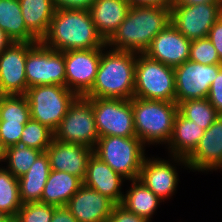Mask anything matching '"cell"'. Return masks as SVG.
Instances as JSON below:
<instances>
[{"instance_id": "obj_1", "label": "cell", "mask_w": 222, "mask_h": 222, "mask_svg": "<svg viewBox=\"0 0 222 222\" xmlns=\"http://www.w3.org/2000/svg\"><path fill=\"white\" fill-rule=\"evenodd\" d=\"M171 23V7L130 6L125 20L106 43L114 50L144 54L153 38Z\"/></svg>"}, {"instance_id": "obj_2", "label": "cell", "mask_w": 222, "mask_h": 222, "mask_svg": "<svg viewBox=\"0 0 222 222\" xmlns=\"http://www.w3.org/2000/svg\"><path fill=\"white\" fill-rule=\"evenodd\" d=\"M41 42L57 51L104 48L88 10H55L47 34Z\"/></svg>"}, {"instance_id": "obj_3", "label": "cell", "mask_w": 222, "mask_h": 222, "mask_svg": "<svg viewBox=\"0 0 222 222\" xmlns=\"http://www.w3.org/2000/svg\"><path fill=\"white\" fill-rule=\"evenodd\" d=\"M107 49L106 45L94 84L83 97L130 100L134 97L137 53Z\"/></svg>"}, {"instance_id": "obj_4", "label": "cell", "mask_w": 222, "mask_h": 222, "mask_svg": "<svg viewBox=\"0 0 222 222\" xmlns=\"http://www.w3.org/2000/svg\"><path fill=\"white\" fill-rule=\"evenodd\" d=\"M132 110L136 137L145 146L169 142L178 113L176 102L133 97Z\"/></svg>"}, {"instance_id": "obj_5", "label": "cell", "mask_w": 222, "mask_h": 222, "mask_svg": "<svg viewBox=\"0 0 222 222\" xmlns=\"http://www.w3.org/2000/svg\"><path fill=\"white\" fill-rule=\"evenodd\" d=\"M144 147L136 136H104L98 138L93 154L130 181L139 177L146 157Z\"/></svg>"}, {"instance_id": "obj_6", "label": "cell", "mask_w": 222, "mask_h": 222, "mask_svg": "<svg viewBox=\"0 0 222 222\" xmlns=\"http://www.w3.org/2000/svg\"><path fill=\"white\" fill-rule=\"evenodd\" d=\"M174 67L137 54L134 97L175 102Z\"/></svg>"}, {"instance_id": "obj_7", "label": "cell", "mask_w": 222, "mask_h": 222, "mask_svg": "<svg viewBox=\"0 0 222 222\" xmlns=\"http://www.w3.org/2000/svg\"><path fill=\"white\" fill-rule=\"evenodd\" d=\"M31 119L55 131L69 107L79 97L66 86L41 85L27 89Z\"/></svg>"}, {"instance_id": "obj_8", "label": "cell", "mask_w": 222, "mask_h": 222, "mask_svg": "<svg viewBox=\"0 0 222 222\" xmlns=\"http://www.w3.org/2000/svg\"><path fill=\"white\" fill-rule=\"evenodd\" d=\"M25 74L27 89L41 85L66 86L64 52L45 46L41 41L27 51Z\"/></svg>"}, {"instance_id": "obj_9", "label": "cell", "mask_w": 222, "mask_h": 222, "mask_svg": "<svg viewBox=\"0 0 222 222\" xmlns=\"http://www.w3.org/2000/svg\"><path fill=\"white\" fill-rule=\"evenodd\" d=\"M99 138L92 103L79 96L69 107L58 128L54 139L94 148Z\"/></svg>"}, {"instance_id": "obj_10", "label": "cell", "mask_w": 222, "mask_h": 222, "mask_svg": "<svg viewBox=\"0 0 222 222\" xmlns=\"http://www.w3.org/2000/svg\"><path fill=\"white\" fill-rule=\"evenodd\" d=\"M92 103L99 137L136 136L132 99L87 98Z\"/></svg>"}, {"instance_id": "obj_11", "label": "cell", "mask_w": 222, "mask_h": 222, "mask_svg": "<svg viewBox=\"0 0 222 222\" xmlns=\"http://www.w3.org/2000/svg\"><path fill=\"white\" fill-rule=\"evenodd\" d=\"M221 15L222 3L171 6V23L191 41L206 38Z\"/></svg>"}, {"instance_id": "obj_12", "label": "cell", "mask_w": 222, "mask_h": 222, "mask_svg": "<svg viewBox=\"0 0 222 222\" xmlns=\"http://www.w3.org/2000/svg\"><path fill=\"white\" fill-rule=\"evenodd\" d=\"M222 64L203 65L190 60L174 67L175 102L207 98L210 86Z\"/></svg>"}, {"instance_id": "obj_13", "label": "cell", "mask_w": 222, "mask_h": 222, "mask_svg": "<svg viewBox=\"0 0 222 222\" xmlns=\"http://www.w3.org/2000/svg\"><path fill=\"white\" fill-rule=\"evenodd\" d=\"M104 48L64 51L66 87L84 96L93 86Z\"/></svg>"}, {"instance_id": "obj_14", "label": "cell", "mask_w": 222, "mask_h": 222, "mask_svg": "<svg viewBox=\"0 0 222 222\" xmlns=\"http://www.w3.org/2000/svg\"><path fill=\"white\" fill-rule=\"evenodd\" d=\"M37 42H13L0 53V92L2 95H25V63L28 49Z\"/></svg>"}, {"instance_id": "obj_15", "label": "cell", "mask_w": 222, "mask_h": 222, "mask_svg": "<svg viewBox=\"0 0 222 222\" xmlns=\"http://www.w3.org/2000/svg\"><path fill=\"white\" fill-rule=\"evenodd\" d=\"M191 40L169 23L151 41L144 54L152 60L176 67L189 60Z\"/></svg>"}, {"instance_id": "obj_16", "label": "cell", "mask_w": 222, "mask_h": 222, "mask_svg": "<svg viewBox=\"0 0 222 222\" xmlns=\"http://www.w3.org/2000/svg\"><path fill=\"white\" fill-rule=\"evenodd\" d=\"M190 171L222 169V115L204 131L194 152L186 159Z\"/></svg>"}, {"instance_id": "obj_17", "label": "cell", "mask_w": 222, "mask_h": 222, "mask_svg": "<svg viewBox=\"0 0 222 222\" xmlns=\"http://www.w3.org/2000/svg\"><path fill=\"white\" fill-rule=\"evenodd\" d=\"M116 204L84 184L66 204L78 222H106Z\"/></svg>"}, {"instance_id": "obj_18", "label": "cell", "mask_w": 222, "mask_h": 222, "mask_svg": "<svg viewBox=\"0 0 222 222\" xmlns=\"http://www.w3.org/2000/svg\"><path fill=\"white\" fill-rule=\"evenodd\" d=\"M46 153L51 170L64 171L84 180L88 158L92 155L93 149L89 146L53 139Z\"/></svg>"}, {"instance_id": "obj_19", "label": "cell", "mask_w": 222, "mask_h": 222, "mask_svg": "<svg viewBox=\"0 0 222 222\" xmlns=\"http://www.w3.org/2000/svg\"><path fill=\"white\" fill-rule=\"evenodd\" d=\"M178 177L176 166L172 165L170 161L145 157L138 180L164 202L175 193Z\"/></svg>"}, {"instance_id": "obj_20", "label": "cell", "mask_w": 222, "mask_h": 222, "mask_svg": "<svg viewBox=\"0 0 222 222\" xmlns=\"http://www.w3.org/2000/svg\"><path fill=\"white\" fill-rule=\"evenodd\" d=\"M125 178L115 172L96 155L88 158L86 176L83 184L111 199L116 205L121 204L124 192L121 191Z\"/></svg>"}, {"instance_id": "obj_21", "label": "cell", "mask_w": 222, "mask_h": 222, "mask_svg": "<svg viewBox=\"0 0 222 222\" xmlns=\"http://www.w3.org/2000/svg\"><path fill=\"white\" fill-rule=\"evenodd\" d=\"M204 131L202 127L186 119L178 112L175 117L172 136L166 145L172 162L182 164L188 168L186 159L198 146Z\"/></svg>"}, {"instance_id": "obj_22", "label": "cell", "mask_w": 222, "mask_h": 222, "mask_svg": "<svg viewBox=\"0 0 222 222\" xmlns=\"http://www.w3.org/2000/svg\"><path fill=\"white\" fill-rule=\"evenodd\" d=\"M130 4L127 0H96L89 12L99 36L107 43L125 20Z\"/></svg>"}, {"instance_id": "obj_23", "label": "cell", "mask_w": 222, "mask_h": 222, "mask_svg": "<svg viewBox=\"0 0 222 222\" xmlns=\"http://www.w3.org/2000/svg\"><path fill=\"white\" fill-rule=\"evenodd\" d=\"M82 185L83 180L80 177L64 171L51 170L40 202L56 207L66 206Z\"/></svg>"}, {"instance_id": "obj_24", "label": "cell", "mask_w": 222, "mask_h": 222, "mask_svg": "<svg viewBox=\"0 0 222 222\" xmlns=\"http://www.w3.org/2000/svg\"><path fill=\"white\" fill-rule=\"evenodd\" d=\"M49 157L42 152L30 169L18 178L20 199L23 204L41 201V196L50 173Z\"/></svg>"}, {"instance_id": "obj_25", "label": "cell", "mask_w": 222, "mask_h": 222, "mask_svg": "<svg viewBox=\"0 0 222 222\" xmlns=\"http://www.w3.org/2000/svg\"><path fill=\"white\" fill-rule=\"evenodd\" d=\"M0 29L13 42H39L26 27L19 0H0Z\"/></svg>"}, {"instance_id": "obj_26", "label": "cell", "mask_w": 222, "mask_h": 222, "mask_svg": "<svg viewBox=\"0 0 222 222\" xmlns=\"http://www.w3.org/2000/svg\"><path fill=\"white\" fill-rule=\"evenodd\" d=\"M26 27L41 41L55 13L53 0H19Z\"/></svg>"}, {"instance_id": "obj_27", "label": "cell", "mask_w": 222, "mask_h": 222, "mask_svg": "<svg viewBox=\"0 0 222 222\" xmlns=\"http://www.w3.org/2000/svg\"><path fill=\"white\" fill-rule=\"evenodd\" d=\"M131 187L124 194L121 205L128 211L151 221L161 200L153 191L138 179L130 180Z\"/></svg>"}, {"instance_id": "obj_28", "label": "cell", "mask_w": 222, "mask_h": 222, "mask_svg": "<svg viewBox=\"0 0 222 222\" xmlns=\"http://www.w3.org/2000/svg\"><path fill=\"white\" fill-rule=\"evenodd\" d=\"M22 205L18 178L0 167V209L14 219Z\"/></svg>"}, {"instance_id": "obj_29", "label": "cell", "mask_w": 222, "mask_h": 222, "mask_svg": "<svg viewBox=\"0 0 222 222\" xmlns=\"http://www.w3.org/2000/svg\"><path fill=\"white\" fill-rule=\"evenodd\" d=\"M178 112L204 130H207L219 116L207 98L185 100L178 104Z\"/></svg>"}, {"instance_id": "obj_30", "label": "cell", "mask_w": 222, "mask_h": 222, "mask_svg": "<svg viewBox=\"0 0 222 222\" xmlns=\"http://www.w3.org/2000/svg\"><path fill=\"white\" fill-rule=\"evenodd\" d=\"M43 151L29 148L25 145H14L5 149L2 162H6V169L16 178L24 175Z\"/></svg>"}, {"instance_id": "obj_31", "label": "cell", "mask_w": 222, "mask_h": 222, "mask_svg": "<svg viewBox=\"0 0 222 222\" xmlns=\"http://www.w3.org/2000/svg\"><path fill=\"white\" fill-rule=\"evenodd\" d=\"M30 119V106L25 95L0 96V121L28 122Z\"/></svg>"}, {"instance_id": "obj_32", "label": "cell", "mask_w": 222, "mask_h": 222, "mask_svg": "<svg viewBox=\"0 0 222 222\" xmlns=\"http://www.w3.org/2000/svg\"><path fill=\"white\" fill-rule=\"evenodd\" d=\"M54 139V131L30 119L24 127L19 144L45 152Z\"/></svg>"}, {"instance_id": "obj_33", "label": "cell", "mask_w": 222, "mask_h": 222, "mask_svg": "<svg viewBox=\"0 0 222 222\" xmlns=\"http://www.w3.org/2000/svg\"><path fill=\"white\" fill-rule=\"evenodd\" d=\"M189 60L203 65L222 64L208 37L191 41Z\"/></svg>"}, {"instance_id": "obj_34", "label": "cell", "mask_w": 222, "mask_h": 222, "mask_svg": "<svg viewBox=\"0 0 222 222\" xmlns=\"http://www.w3.org/2000/svg\"><path fill=\"white\" fill-rule=\"evenodd\" d=\"M55 206L41 202L26 203L19 209L14 222H51Z\"/></svg>"}, {"instance_id": "obj_35", "label": "cell", "mask_w": 222, "mask_h": 222, "mask_svg": "<svg viewBox=\"0 0 222 222\" xmlns=\"http://www.w3.org/2000/svg\"><path fill=\"white\" fill-rule=\"evenodd\" d=\"M26 123L0 121V142L4 149L19 144Z\"/></svg>"}, {"instance_id": "obj_36", "label": "cell", "mask_w": 222, "mask_h": 222, "mask_svg": "<svg viewBox=\"0 0 222 222\" xmlns=\"http://www.w3.org/2000/svg\"><path fill=\"white\" fill-rule=\"evenodd\" d=\"M207 99L219 115H222V69L210 86Z\"/></svg>"}, {"instance_id": "obj_37", "label": "cell", "mask_w": 222, "mask_h": 222, "mask_svg": "<svg viewBox=\"0 0 222 222\" xmlns=\"http://www.w3.org/2000/svg\"><path fill=\"white\" fill-rule=\"evenodd\" d=\"M106 222H149L147 219L140 217L128 211L121 204L114 206L112 213Z\"/></svg>"}, {"instance_id": "obj_38", "label": "cell", "mask_w": 222, "mask_h": 222, "mask_svg": "<svg viewBox=\"0 0 222 222\" xmlns=\"http://www.w3.org/2000/svg\"><path fill=\"white\" fill-rule=\"evenodd\" d=\"M95 1L96 0H53V4L56 10L78 9L89 11Z\"/></svg>"}, {"instance_id": "obj_39", "label": "cell", "mask_w": 222, "mask_h": 222, "mask_svg": "<svg viewBox=\"0 0 222 222\" xmlns=\"http://www.w3.org/2000/svg\"><path fill=\"white\" fill-rule=\"evenodd\" d=\"M207 37L213 43V46L217 50V54L222 61V15L211 27Z\"/></svg>"}, {"instance_id": "obj_40", "label": "cell", "mask_w": 222, "mask_h": 222, "mask_svg": "<svg viewBox=\"0 0 222 222\" xmlns=\"http://www.w3.org/2000/svg\"><path fill=\"white\" fill-rule=\"evenodd\" d=\"M51 222H78L66 206H55Z\"/></svg>"}, {"instance_id": "obj_41", "label": "cell", "mask_w": 222, "mask_h": 222, "mask_svg": "<svg viewBox=\"0 0 222 222\" xmlns=\"http://www.w3.org/2000/svg\"><path fill=\"white\" fill-rule=\"evenodd\" d=\"M131 6L171 7L174 0H127Z\"/></svg>"}, {"instance_id": "obj_42", "label": "cell", "mask_w": 222, "mask_h": 222, "mask_svg": "<svg viewBox=\"0 0 222 222\" xmlns=\"http://www.w3.org/2000/svg\"><path fill=\"white\" fill-rule=\"evenodd\" d=\"M204 3H222V0H174L172 5H197Z\"/></svg>"}, {"instance_id": "obj_43", "label": "cell", "mask_w": 222, "mask_h": 222, "mask_svg": "<svg viewBox=\"0 0 222 222\" xmlns=\"http://www.w3.org/2000/svg\"><path fill=\"white\" fill-rule=\"evenodd\" d=\"M12 43L13 41L8 37V35L0 29V53L3 52Z\"/></svg>"}, {"instance_id": "obj_44", "label": "cell", "mask_w": 222, "mask_h": 222, "mask_svg": "<svg viewBox=\"0 0 222 222\" xmlns=\"http://www.w3.org/2000/svg\"><path fill=\"white\" fill-rule=\"evenodd\" d=\"M0 222H14L5 212L0 209Z\"/></svg>"}, {"instance_id": "obj_45", "label": "cell", "mask_w": 222, "mask_h": 222, "mask_svg": "<svg viewBox=\"0 0 222 222\" xmlns=\"http://www.w3.org/2000/svg\"><path fill=\"white\" fill-rule=\"evenodd\" d=\"M5 149L0 142V163L3 161Z\"/></svg>"}]
</instances>
